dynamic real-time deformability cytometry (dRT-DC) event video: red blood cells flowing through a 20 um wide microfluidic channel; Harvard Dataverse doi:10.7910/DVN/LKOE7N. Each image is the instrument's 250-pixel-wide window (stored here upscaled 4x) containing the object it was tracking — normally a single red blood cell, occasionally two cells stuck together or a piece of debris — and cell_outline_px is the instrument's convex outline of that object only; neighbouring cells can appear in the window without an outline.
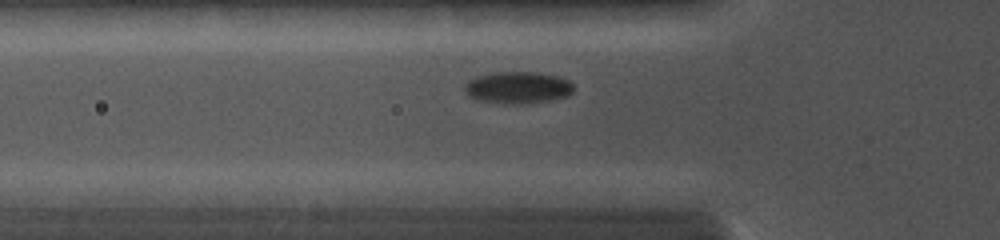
{"species": "common noctule bat (a hibernating species)", "species_latin": "Nyctalus noctula", "temperature_condition": "cold", "stored_images_in_passage": 38, "camera_frame_rate_fps": 5000, "um_per_image_px": 0.085, "animal": {"sex": "female", "body_mass_g": 19.0, "forearm_length_mm": 56.7}, "frame": {"image": 1, "passage_image": 6, "time_ms": 2.0, "image_size_px": [1000, 240], "cell_outline_px": [[572, 92], [568, 96], [552, 100], [516, 104], [504, 104], [476, 100], [464, 88], [468, 80], [476, 76], [496, 72], [532, 72], [556, 76], [568, 80], [572, 84]], "centroid_in_image_um": [44.01, 7.45], "position_along_channel_um": 81.8, "area_um2": 20.06}}
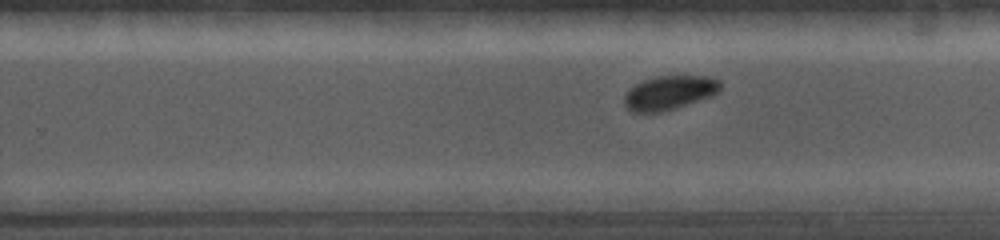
{"frame": {"image": 2, "passage_image": 24, "time_ms": 6.4, "image_size_px": [1000, 240], "cell_outline_px": [[720, 88], [712, 96], [664, 112], [632, 112], [624, 104], [624, 96], [628, 88], [644, 80], [656, 76], [708, 76], [720, 80]], "centroid_in_image_um": [56.88, 7.88], "position_along_channel_um": 272.9, "area_um2": 19.07}}
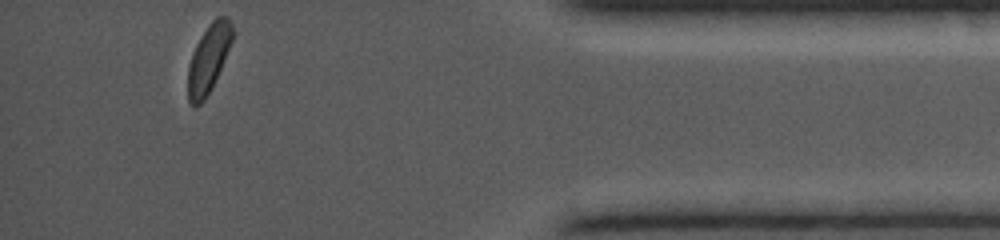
{"frame": {"image": 3, "passage_image": 38, "time_ms": 10.4, "image_size_px": [1000, 240], "cell_outline_px": [[236, 32], [212, 88], [204, 100], [196, 108], [192, 108], [188, 100], [188, 68], [192, 52], [200, 36], [208, 24], [216, 16], [228, 16]], "centroid_in_image_um": [17.74, 4.96], "position_along_channel_um": 417.5, "area_um2": 18.03}}